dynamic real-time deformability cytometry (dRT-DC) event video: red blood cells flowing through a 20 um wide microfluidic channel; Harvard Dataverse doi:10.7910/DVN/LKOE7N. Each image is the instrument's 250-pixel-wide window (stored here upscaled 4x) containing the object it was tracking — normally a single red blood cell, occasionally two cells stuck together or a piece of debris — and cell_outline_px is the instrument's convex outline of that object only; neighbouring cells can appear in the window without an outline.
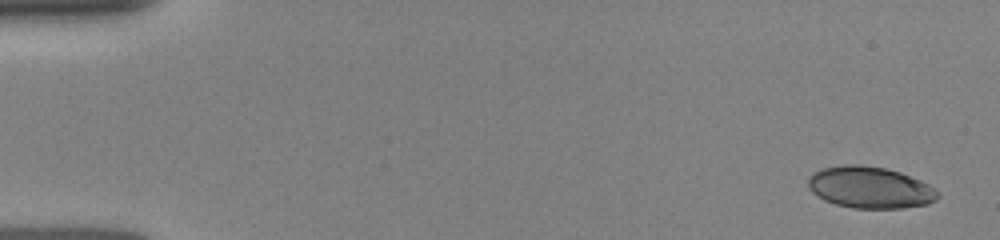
{"species": "human", "species_latin": "Homo sapiens", "temperature_condition": "room temperature", "stored_images_in_passage": 16, "camera_frame_rate_fps": 3000, "um_per_image_px": 0.085, "donor": {"sex": "female"}, "frame": {"image": 1, "passage_image": 1, "time_ms": 0.0, "image_size_px": [1000, 240], "cell_outline_px": [[940, 196], [936, 200], [928, 204], [904, 208], [852, 208], [836, 204], [824, 200], [812, 192], [808, 188], [808, 176], [812, 172], [824, 168], [844, 164], [860, 164], [884, 168], [900, 172], [920, 180], [928, 184], [940, 192]], "centroid_in_image_um": [73.95, 15.93], "position_along_channel_um": 11.1, "area_um2": 31.67}}
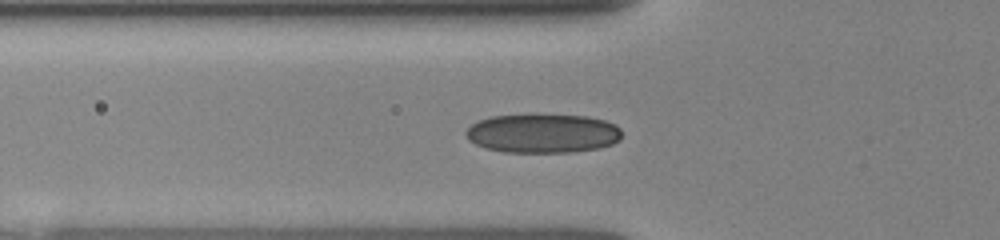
{"frame": {"image": 2, "passage_image": 10, "time_ms": 5.0, "image_size_px": [1000, 240], "cell_outline_px": [[620, 140], [612, 144], [600, 148], [572, 152], [504, 152], [484, 148], [468, 140], [464, 132], [472, 124], [480, 120], [492, 116], [588, 116], [604, 120], [616, 124], [620, 128]], "centroid_in_image_um": [46.14, 11.36], "position_along_channel_um": 79.7, "area_um2": 35.14}}
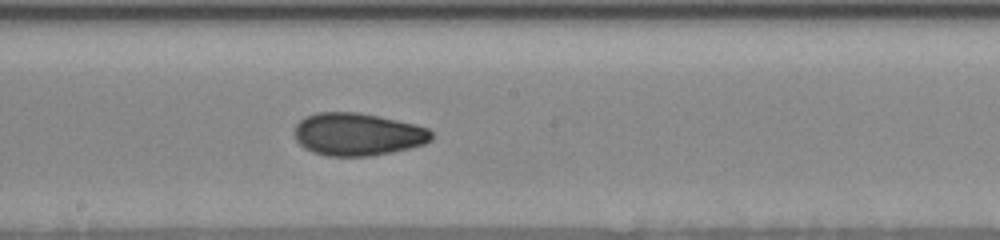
{"frame": {"image": 3, "passage_image": 16, "time_ms": 8.333, "image_size_px": [1000, 240], "cell_outline_px": [[432, 140], [424, 144], [392, 152], [372, 156], [328, 156], [312, 152], [304, 148], [296, 140], [296, 124], [304, 116], [316, 112], [356, 112], [416, 124], [428, 128], [432, 132]], "centroid_in_image_um": [30.4, 11.42], "position_along_channel_um": 217.8, "area_um2": 34.04}}